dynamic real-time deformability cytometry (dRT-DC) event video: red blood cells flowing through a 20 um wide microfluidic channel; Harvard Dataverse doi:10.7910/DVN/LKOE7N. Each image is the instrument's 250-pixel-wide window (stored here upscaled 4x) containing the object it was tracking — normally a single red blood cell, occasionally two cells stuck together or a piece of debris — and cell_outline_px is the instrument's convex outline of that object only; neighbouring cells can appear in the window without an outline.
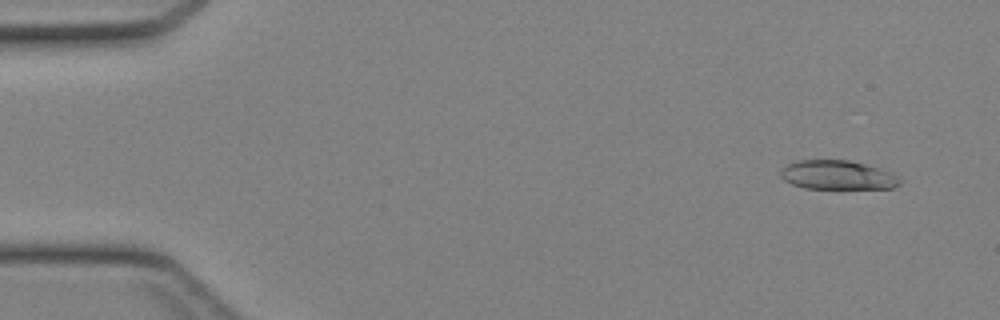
{"species": "Egyptian fruit bat (a non-hibernating species)", "species_latin": "Rousettus aegyptiacus", "temperature_condition": "cold", "stored_images_in_passage": 19, "camera_frame_rate_fps": 3000, "um_per_image_px": 0.085, "animal": {"sex": "female"}, "frame": {"image": 1, "passage_image": 3, "time_ms": 0.667, "image_size_px": [1000, 320], "cell_outline_px": [[900, 184], [892, 188], [804, 188], [792, 184], [784, 180], [780, 176], [780, 172], [788, 164], [796, 160], [848, 160], [880, 168], [892, 172], [900, 176]], "centroid_in_image_um": [71.21, 14.87], "position_along_channel_um": 13.8, "area_um2": 20.17}}
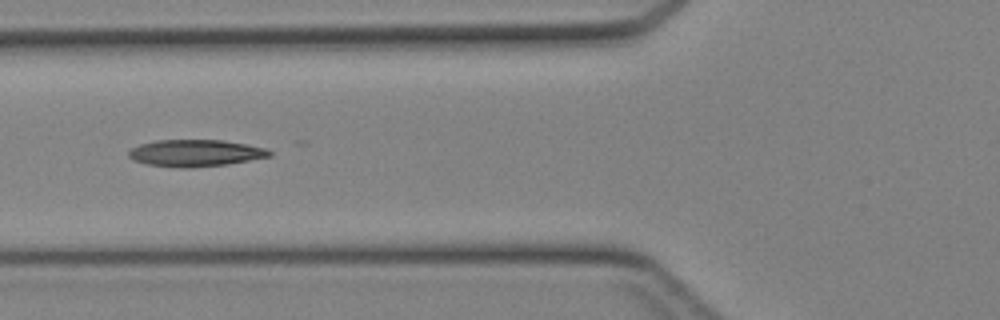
{"frame": {"image": 2, "passage_image": 17, "time_ms": 5.333, "image_size_px": [1000, 320], "cell_outline_px": [[272, 156], [228, 164], [192, 168], [184, 168], [148, 164], [132, 160], [128, 156], [128, 152], [132, 148], [140, 144], [156, 140], [224, 140], [264, 148], [272, 152]], "centroid_in_image_um": [16.6, 13.01], "position_along_channel_um": 109.2, "area_um2": 21.96}}
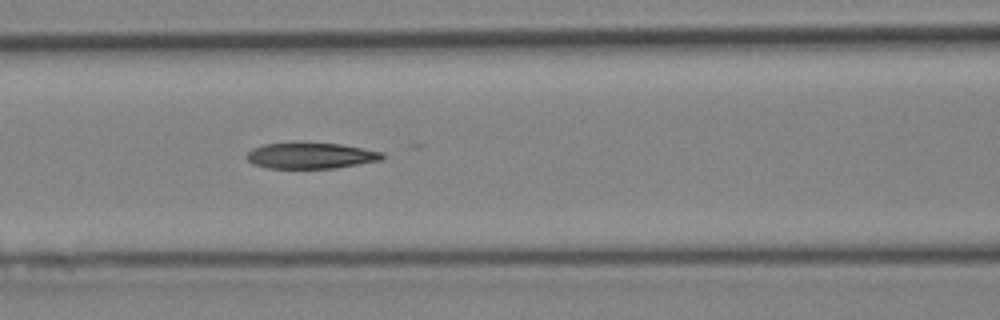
{"frame": {"image": 3, "passage_image": 19, "time_ms": 6.0, "image_size_px": [1000, 320], "cell_outline_px": [[384, 156], [380, 160], [336, 168], [268, 168], [252, 164], [244, 156], [252, 148], [264, 144], [292, 140], [296, 140], [340, 144], [384, 152]], "centroid_in_image_um": [26.34, 13.19], "position_along_channel_um": 140.3, "area_um2": 21.27}}